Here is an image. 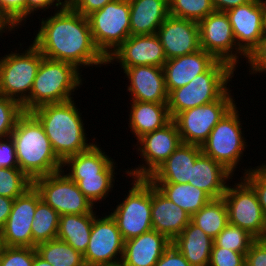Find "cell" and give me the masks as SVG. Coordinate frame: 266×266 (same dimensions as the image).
Segmentation results:
<instances>
[{"instance_id": "484cf974", "label": "cell", "mask_w": 266, "mask_h": 266, "mask_svg": "<svg viewBox=\"0 0 266 266\" xmlns=\"http://www.w3.org/2000/svg\"><path fill=\"white\" fill-rule=\"evenodd\" d=\"M231 176L233 174L223 165L202 153L194 163L189 184L205 191L212 199H218L226 192L227 181L233 179Z\"/></svg>"}, {"instance_id": "277c9868", "label": "cell", "mask_w": 266, "mask_h": 266, "mask_svg": "<svg viewBox=\"0 0 266 266\" xmlns=\"http://www.w3.org/2000/svg\"><path fill=\"white\" fill-rule=\"evenodd\" d=\"M99 146L94 143L87 150L68 157L62 164L63 169L67 168L65 174L77 183L79 190L94 206L109 196L117 174L114 169L116 162Z\"/></svg>"}, {"instance_id": "d590c367", "label": "cell", "mask_w": 266, "mask_h": 266, "mask_svg": "<svg viewBox=\"0 0 266 266\" xmlns=\"http://www.w3.org/2000/svg\"><path fill=\"white\" fill-rule=\"evenodd\" d=\"M255 240L247 230L228 223L214 239L213 247H224L246 255Z\"/></svg>"}, {"instance_id": "9c48e42d", "label": "cell", "mask_w": 266, "mask_h": 266, "mask_svg": "<svg viewBox=\"0 0 266 266\" xmlns=\"http://www.w3.org/2000/svg\"><path fill=\"white\" fill-rule=\"evenodd\" d=\"M134 181L124 200L119 202L110 215L117 223L124 239L138 237L153 230L151 220V182L147 178H132Z\"/></svg>"}, {"instance_id": "cb8c5ba5", "label": "cell", "mask_w": 266, "mask_h": 266, "mask_svg": "<svg viewBox=\"0 0 266 266\" xmlns=\"http://www.w3.org/2000/svg\"><path fill=\"white\" fill-rule=\"evenodd\" d=\"M201 154V146L182 143L147 179L151 183L188 184L194 163Z\"/></svg>"}, {"instance_id": "7bdbcfd3", "label": "cell", "mask_w": 266, "mask_h": 266, "mask_svg": "<svg viewBox=\"0 0 266 266\" xmlns=\"http://www.w3.org/2000/svg\"><path fill=\"white\" fill-rule=\"evenodd\" d=\"M250 74L266 73V30L259 45L247 57ZM251 69V70H250Z\"/></svg>"}, {"instance_id": "f5cc1de1", "label": "cell", "mask_w": 266, "mask_h": 266, "mask_svg": "<svg viewBox=\"0 0 266 266\" xmlns=\"http://www.w3.org/2000/svg\"><path fill=\"white\" fill-rule=\"evenodd\" d=\"M32 266H52V264L48 263L46 260L41 258L35 249V257H34V262Z\"/></svg>"}, {"instance_id": "44dd1931", "label": "cell", "mask_w": 266, "mask_h": 266, "mask_svg": "<svg viewBox=\"0 0 266 266\" xmlns=\"http://www.w3.org/2000/svg\"><path fill=\"white\" fill-rule=\"evenodd\" d=\"M130 82L127 91L130 100L141 102L168 103L163 67L140 65L123 69Z\"/></svg>"}, {"instance_id": "ee69618b", "label": "cell", "mask_w": 266, "mask_h": 266, "mask_svg": "<svg viewBox=\"0 0 266 266\" xmlns=\"http://www.w3.org/2000/svg\"><path fill=\"white\" fill-rule=\"evenodd\" d=\"M245 266H266V239H256L245 255Z\"/></svg>"}, {"instance_id": "1f68e13d", "label": "cell", "mask_w": 266, "mask_h": 266, "mask_svg": "<svg viewBox=\"0 0 266 266\" xmlns=\"http://www.w3.org/2000/svg\"><path fill=\"white\" fill-rule=\"evenodd\" d=\"M190 221L214 240L229 223L227 207L223 197L212 199L193 214Z\"/></svg>"}, {"instance_id": "d6a6232c", "label": "cell", "mask_w": 266, "mask_h": 266, "mask_svg": "<svg viewBox=\"0 0 266 266\" xmlns=\"http://www.w3.org/2000/svg\"><path fill=\"white\" fill-rule=\"evenodd\" d=\"M35 249L52 266H86L80 252L57 238L39 243Z\"/></svg>"}, {"instance_id": "9a60e30c", "label": "cell", "mask_w": 266, "mask_h": 266, "mask_svg": "<svg viewBox=\"0 0 266 266\" xmlns=\"http://www.w3.org/2000/svg\"><path fill=\"white\" fill-rule=\"evenodd\" d=\"M181 144L177 126L171 120L163 128L145 134L138 139L135 147L137 146L136 150L140 151V156L145 162L138 165L137 168L126 170L125 173L132 178H148Z\"/></svg>"}, {"instance_id": "603a6c76", "label": "cell", "mask_w": 266, "mask_h": 266, "mask_svg": "<svg viewBox=\"0 0 266 266\" xmlns=\"http://www.w3.org/2000/svg\"><path fill=\"white\" fill-rule=\"evenodd\" d=\"M171 243L155 230L129 239L124 244L121 266H155Z\"/></svg>"}, {"instance_id": "f546056e", "label": "cell", "mask_w": 266, "mask_h": 266, "mask_svg": "<svg viewBox=\"0 0 266 266\" xmlns=\"http://www.w3.org/2000/svg\"><path fill=\"white\" fill-rule=\"evenodd\" d=\"M96 213L60 215L57 239L82 255L86 252Z\"/></svg>"}, {"instance_id": "e575fe53", "label": "cell", "mask_w": 266, "mask_h": 266, "mask_svg": "<svg viewBox=\"0 0 266 266\" xmlns=\"http://www.w3.org/2000/svg\"><path fill=\"white\" fill-rule=\"evenodd\" d=\"M169 15L200 22L215 11L212 0H168Z\"/></svg>"}, {"instance_id": "2e32d148", "label": "cell", "mask_w": 266, "mask_h": 266, "mask_svg": "<svg viewBox=\"0 0 266 266\" xmlns=\"http://www.w3.org/2000/svg\"><path fill=\"white\" fill-rule=\"evenodd\" d=\"M125 241L117 223L110 214L93 219L91 235L83 254L86 266H111L121 264ZM120 256V257H119Z\"/></svg>"}, {"instance_id": "83f0119b", "label": "cell", "mask_w": 266, "mask_h": 266, "mask_svg": "<svg viewBox=\"0 0 266 266\" xmlns=\"http://www.w3.org/2000/svg\"><path fill=\"white\" fill-rule=\"evenodd\" d=\"M129 125L136 140L145 134L163 128L172 119L168 103L141 102L131 100Z\"/></svg>"}, {"instance_id": "8fae6325", "label": "cell", "mask_w": 266, "mask_h": 266, "mask_svg": "<svg viewBox=\"0 0 266 266\" xmlns=\"http://www.w3.org/2000/svg\"><path fill=\"white\" fill-rule=\"evenodd\" d=\"M229 89L216 101L178 113L175 122L182 143L202 146L216 124L235 105ZM236 102V103H235Z\"/></svg>"}, {"instance_id": "db71d44e", "label": "cell", "mask_w": 266, "mask_h": 266, "mask_svg": "<svg viewBox=\"0 0 266 266\" xmlns=\"http://www.w3.org/2000/svg\"><path fill=\"white\" fill-rule=\"evenodd\" d=\"M61 6H70L74 0H56Z\"/></svg>"}, {"instance_id": "b9f144b4", "label": "cell", "mask_w": 266, "mask_h": 266, "mask_svg": "<svg viewBox=\"0 0 266 266\" xmlns=\"http://www.w3.org/2000/svg\"><path fill=\"white\" fill-rule=\"evenodd\" d=\"M0 10L17 26L26 23V0H0Z\"/></svg>"}, {"instance_id": "11a10c76", "label": "cell", "mask_w": 266, "mask_h": 266, "mask_svg": "<svg viewBox=\"0 0 266 266\" xmlns=\"http://www.w3.org/2000/svg\"><path fill=\"white\" fill-rule=\"evenodd\" d=\"M263 1V6H264V18H265V30H266V0Z\"/></svg>"}, {"instance_id": "7402d4cb", "label": "cell", "mask_w": 266, "mask_h": 266, "mask_svg": "<svg viewBox=\"0 0 266 266\" xmlns=\"http://www.w3.org/2000/svg\"><path fill=\"white\" fill-rule=\"evenodd\" d=\"M191 216L166 198L151 183V220L153 230L173 241L189 224Z\"/></svg>"}, {"instance_id": "d4e9b609", "label": "cell", "mask_w": 266, "mask_h": 266, "mask_svg": "<svg viewBox=\"0 0 266 266\" xmlns=\"http://www.w3.org/2000/svg\"><path fill=\"white\" fill-rule=\"evenodd\" d=\"M215 61L216 59L203 49L168 59L163 66L167 93L185 86L194 77L204 73Z\"/></svg>"}, {"instance_id": "c3c4849f", "label": "cell", "mask_w": 266, "mask_h": 266, "mask_svg": "<svg viewBox=\"0 0 266 266\" xmlns=\"http://www.w3.org/2000/svg\"><path fill=\"white\" fill-rule=\"evenodd\" d=\"M55 5V6H54ZM55 10L59 9L61 5L56 0H26V19L38 10H46L53 8ZM56 7V8H55Z\"/></svg>"}, {"instance_id": "ac0fdd59", "label": "cell", "mask_w": 266, "mask_h": 266, "mask_svg": "<svg viewBox=\"0 0 266 266\" xmlns=\"http://www.w3.org/2000/svg\"><path fill=\"white\" fill-rule=\"evenodd\" d=\"M237 47L248 57L265 32L262 0H252L226 11Z\"/></svg>"}, {"instance_id": "816d5d0a", "label": "cell", "mask_w": 266, "mask_h": 266, "mask_svg": "<svg viewBox=\"0 0 266 266\" xmlns=\"http://www.w3.org/2000/svg\"><path fill=\"white\" fill-rule=\"evenodd\" d=\"M17 27V28H16ZM17 26L12 20H10L1 10H0V35L2 37V33L5 31H13L18 29Z\"/></svg>"}, {"instance_id": "60d3db41", "label": "cell", "mask_w": 266, "mask_h": 266, "mask_svg": "<svg viewBox=\"0 0 266 266\" xmlns=\"http://www.w3.org/2000/svg\"><path fill=\"white\" fill-rule=\"evenodd\" d=\"M208 266H245V255L224 247H213Z\"/></svg>"}, {"instance_id": "9f6ffc18", "label": "cell", "mask_w": 266, "mask_h": 266, "mask_svg": "<svg viewBox=\"0 0 266 266\" xmlns=\"http://www.w3.org/2000/svg\"><path fill=\"white\" fill-rule=\"evenodd\" d=\"M265 174H266V164L263 163L262 165L258 166Z\"/></svg>"}, {"instance_id": "e0dca14e", "label": "cell", "mask_w": 266, "mask_h": 266, "mask_svg": "<svg viewBox=\"0 0 266 266\" xmlns=\"http://www.w3.org/2000/svg\"><path fill=\"white\" fill-rule=\"evenodd\" d=\"M40 200V193L34 186L14 199L10 215L0 231L1 246L33 248L31 226L37 203Z\"/></svg>"}, {"instance_id": "30bf717a", "label": "cell", "mask_w": 266, "mask_h": 266, "mask_svg": "<svg viewBox=\"0 0 266 266\" xmlns=\"http://www.w3.org/2000/svg\"><path fill=\"white\" fill-rule=\"evenodd\" d=\"M88 20L94 44L107 59L130 36L129 0H113Z\"/></svg>"}, {"instance_id": "74e56055", "label": "cell", "mask_w": 266, "mask_h": 266, "mask_svg": "<svg viewBox=\"0 0 266 266\" xmlns=\"http://www.w3.org/2000/svg\"><path fill=\"white\" fill-rule=\"evenodd\" d=\"M23 113L22 105L18 101L0 95V138L11 135Z\"/></svg>"}, {"instance_id": "ab89813d", "label": "cell", "mask_w": 266, "mask_h": 266, "mask_svg": "<svg viewBox=\"0 0 266 266\" xmlns=\"http://www.w3.org/2000/svg\"><path fill=\"white\" fill-rule=\"evenodd\" d=\"M244 171L242 178L256 192L263 214L266 216V174L258 166L253 169H244Z\"/></svg>"}, {"instance_id": "681fc988", "label": "cell", "mask_w": 266, "mask_h": 266, "mask_svg": "<svg viewBox=\"0 0 266 266\" xmlns=\"http://www.w3.org/2000/svg\"><path fill=\"white\" fill-rule=\"evenodd\" d=\"M13 203L14 199L0 195V231L10 215Z\"/></svg>"}, {"instance_id": "5b68a950", "label": "cell", "mask_w": 266, "mask_h": 266, "mask_svg": "<svg viewBox=\"0 0 266 266\" xmlns=\"http://www.w3.org/2000/svg\"><path fill=\"white\" fill-rule=\"evenodd\" d=\"M81 76V72L74 65L44 57L34 79L30 96L22 104L23 111L31 112L46 104L74 99L73 92L83 85Z\"/></svg>"}, {"instance_id": "7c38bea8", "label": "cell", "mask_w": 266, "mask_h": 266, "mask_svg": "<svg viewBox=\"0 0 266 266\" xmlns=\"http://www.w3.org/2000/svg\"><path fill=\"white\" fill-rule=\"evenodd\" d=\"M64 171L62 169L33 180V186L40 193L41 200L59 215L97 213L95 206L79 190L77 183Z\"/></svg>"}, {"instance_id": "6da1fadb", "label": "cell", "mask_w": 266, "mask_h": 266, "mask_svg": "<svg viewBox=\"0 0 266 266\" xmlns=\"http://www.w3.org/2000/svg\"><path fill=\"white\" fill-rule=\"evenodd\" d=\"M53 15L42 18L33 45L48 59L80 67H100L107 59L94 44L88 17L71 6H61ZM98 65V66H97Z\"/></svg>"}, {"instance_id": "7dc6e473", "label": "cell", "mask_w": 266, "mask_h": 266, "mask_svg": "<svg viewBox=\"0 0 266 266\" xmlns=\"http://www.w3.org/2000/svg\"><path fill=\"white\" fill-rule=\"evenodd\" d=\"M113 0H74L70 5L76 12L88 17L93 12L102 9Z\"/></svg>"}, {"instance_id": "f1b7e54d", "label": "cell", "mask_w": 266, "mask_h": 266, "mask_svg": "<svg viewBox=\"0 0 266 266\" xmlns=\"http://www.w3.org/2000/svg\"><path fill=\"white\" fill-rule=\"evenodd\" d=\"M191 266H208L214 240L191 221L172 241Z\"/></svg>"}, {"instance_id": "836d02e7", "label": "cell", "mask_w": 266, "mask_h": 266, "mask_svg": "<svg viewBox=\"0 0 266 266\" xmlns=\"http://www.w3.org/2000/svg\"><path fill=\"white\" fill-rule=\"evenodd\" d=\"M60 215L43 200L37 203L32 221L33 248L39 243L57 238Z\"/></svg>"}, {"instance_id": "4fadbf2b", "label": "cell", "mask_w": 266, "mask_h": 266, "mask_svg": "<svg viewBox=\"0 0 266 266\" xmlns=\"http://www.w3.org/2000/svg\"><path fill=\"white\" fill-rule=\"evenodd\" d=\"M229 224L247 230L256 239H266V216L253 188L241 177L227 186L223 195Z\"/></svg>"}, {"instance_id": "4316f807", "label": "cell", "mask_w": 266, "mask_h": 266, "mask_svg": "<svg viewBox=\"0 0 266 266\" xmlns=\"http://www.w3.org/2000/svg\"><path fill=\"white\" fill-rule=\"evenodd\" d=\"M130 35L156 34L169 16L168 0H129Z\"/></svg>"}, {"instance_id": "f35d334b", "label": "cell", "mask_w": 266, "mask_h": 266, "mask_svg": "<svg viewBox=\"0 0 266 266\" xmlns=\"http://www.w3.org/2000/svg\"><path fill=\"white\" fill-rule=\"evenodd\" d=\"M35 248L19 246L0 247V266H32Z\"/></svg>"}, {"instance_id": "d6986e66", "label": "cell", "mask_w": 266, "mask_h": 266, "mask_svg": "<svg viewBox=\"0 0 266 266\" xmlns=\"http://www.w3.org/2000/svg\"><path fill=\"white\" fill-rule=\"evenodd\" d=\"M116 61L121 69L140 65L163 67L167 61L157 34L130 35L108 58L107 64Z\"/></svg>"}, {"instance_id": "8d00e7d4", "label": "cell", "mask_w": 266, "mask_h": 266, "mask_svg": "<svg viewBox=\"0 0 266 266\" xmlns=\"http://www.w3.org/2000/svg\"><path fill=\"white\" fill-rule=\"evenodd\" d=\"M33 186V181L19 168H0V195L16 199Z\"/></svg>"}, {"instance_id": "5bb4252c", "label": "cell", "mask_w": 266, "mask_h": 266, "mask_svg": "<svg viewBox=\"0 0 266 266\" xmlns=\"http://www.w3.org/2000/svg\"><path fill=\"white\" fill-rule=\"evenodd\" d=\"M198 24L200 49L211 54L216 60L226 62L234 70L239 66L240 58L243 57L247 61V56L237 47L226 12L214 11Z\"/></svg>"}, {"instance_id": "8992f818", "label": "cell", "mask_w": 266, "mask_h": 266, "mask_svg": "<svg viewBox=\"0 0 266 266\" xmlns=\"http://www.w3.org/2000/svg\"><path fill=\"white\" fill-rule=\"evenodd\" d=\"M234 69L226 62L216 60L204 73L191 82L168 94V110L171 119L178 113L218 100L230 87ZM228 86V87H227Z\"/></svg>"}, {"instance_id": "52a82bcc", "label": "cell", "mask_w": 266, "mask_h": 266, "mask_svg": "<svg viewBox=\"0 0 266 266\" xmlns=\"http://www.w3.org/2000/svg\"><path fill=\"white\" fill-rule=\"evenodd\" d=\"M235 104L216 124L201 146L202 153L223 165L234 175L247 148L239 111Z\"/></svg>"}, {"instance_id": "f907efd6", "label": "cell", "mask_w": 266, "mask_h": 266, "mask_svg": "<svg viewBox=\"0 0 266 266\" xmlns=\"http://www.w3.org/2000/svg\"><path fill=\"white\" fill-rule=\"evenodd\" d=\"M252 0H212L215 11L226 12L232 8L244 5Z\"/></svg>"}, {"instance_id": "3957f363", "label": "cell", "mask_w": 266, "mask_h": 266, "mask_svg": "<svg viewBox=\"0 0 266 266\" xmlns=\"http://www.w3.org/2000/svg\"><path fill=\"white\" fill-rule=\"evenodd\" d=\"M75 104L72 99L46 104L31 111L42 124L54 152L62 162L94 144L88 143L82 114Z\"/></svg>"}, {"instance_id": "ffe728a7", "label": "cell", "mask_w": 266, "mask_h": 266, "mask_svg": "<svg viewBox=\"0 0 266 266\" xmlns=\"http://www.w3.org/2000/svg\"><path fill=\"white\" fill-rule=\"evenodd\" d=\"M156 34L167 60L200 50L198 22L169 15Z\"/></svg>"}, {"instance_id": "f6af8a7d", "label": "cell", "mask_w": 266, "mask_h": 266, "mask_svg": "<svg viewBox=\"0 0 266 266\" xmlns=\"http://www.w3.org/2000/svg\"><path fill=\"white\" fill-rule=\"evenodd\" d=\"M0 168H18L15 144L11 136L0 138Z\"/></svg>"}, {"instance_id": "ba28073f", "label": "cell", "mask_w": 266, "mask_h": 266, "mask_svg": "<svg viewBox=\"0 0 266 266\" xmlns=\"http://www.w3.org/2000/svg\"><path fill=\"white\" fill-rule=\"evenodd\" d=\"M14 51L0 57V95L22 105L30 96L44 56L33 44L22 53Z\"/></svg>"}, {"instance_id": "bcb514c9", "label": "cell", "mask_w": 266, "mask_h": 266, "mask_svg": "<svg viewBox=\"0 0 266 266\" xmlns=\"http://www.w3.org/2000/svg\"><path fill=\"white\" fill-rule=\"evenodd\" d=\"M155 266H191L176 246L171 245L164 251Z\"/></svg>"}, {"instance_id": "4dcf8cb0", "label": "cell", "mask_w": 266, "mask_h": 266, "mask_svg": "<svg viewBox=\"0 0 266 266\" xmlns=\"http://www.w3.org/2000/svg\"><path fill=\"white\" fill-rule=\"evenodd\" d=\"M166 198L179 206L190 216L198 212L212 198L200 188L191 184L152 183Z\"/></svg>"}, {"instance_id": "7a4b0ae2", "label": "cell", "mask_w": 266, "mask_h": 266, "mask_svg": "<svg viewBox=\"0 0 266 266\" xmlns=\"http://www.w3.org/2000/svg\"><path fill=\"white\" fill-rule=\"evenodd\" d=\"M11 138L15 144L18 168L32 181L63 169L39 120L24 112L17 120Z\"/></svg>"}]
</instances>
